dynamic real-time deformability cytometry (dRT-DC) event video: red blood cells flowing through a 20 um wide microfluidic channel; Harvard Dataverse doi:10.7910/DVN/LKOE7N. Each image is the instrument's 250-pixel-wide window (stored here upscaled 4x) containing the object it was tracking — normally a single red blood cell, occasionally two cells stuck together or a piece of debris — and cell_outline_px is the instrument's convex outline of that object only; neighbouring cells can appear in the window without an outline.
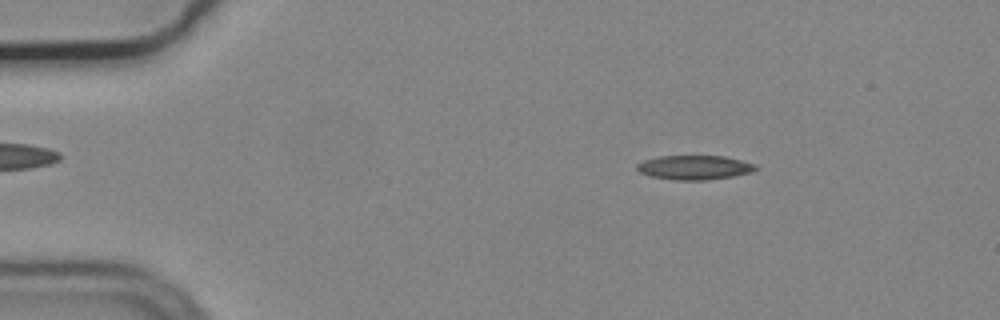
{"species": "common noctule bat (a hibernating species)", "species_latin": "Nyctalus noctula", "temperature_condition": "cold", "stored_images_in_passage": 5, "camera_frame_rate_fps": 3000, "um_per_image_px": 0.085, "animal": {"sex": "male", "body_mass_g": 19.2, "forearm_length_mm": 51.8}, "frame": {"image": 1, "passage_image": 3, "time_ms": 0.667, "image_size_px": [1000, 320], "cell_outline_px": [[760, 168], [752, 172], [732, 176], [708, 180], [676, 180], [652, 176], [640, 172], [636, 168], [636, 164], [644, 160], [660, 156], [724, 156], [756, 164]], "centroid_in_image_um": [59.06, 14.23], "position_along_channel_um": 25.9, "area_um2": 16.76}}